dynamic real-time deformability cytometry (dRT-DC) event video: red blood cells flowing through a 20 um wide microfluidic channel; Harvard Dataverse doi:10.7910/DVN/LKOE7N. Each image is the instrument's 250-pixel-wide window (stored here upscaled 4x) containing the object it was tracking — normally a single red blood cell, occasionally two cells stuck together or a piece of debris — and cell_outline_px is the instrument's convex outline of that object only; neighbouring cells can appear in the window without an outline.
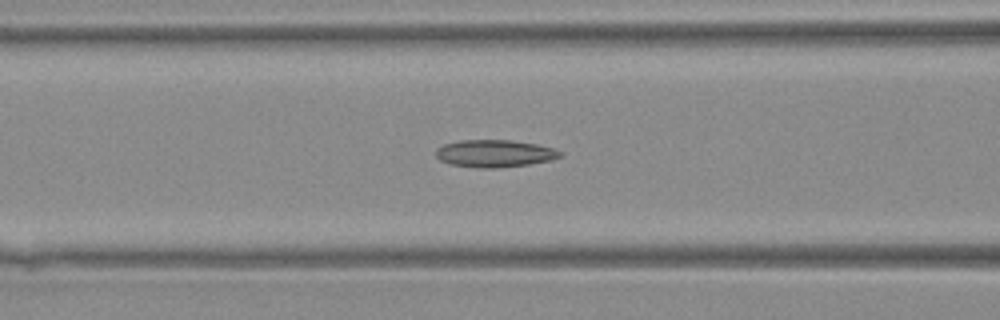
{"species": "Egyptian fruit bat (a non-hibernating species)", "species_latin": "Rousettus aegyptiacus", "temperature_condition": "warm", "stored_images_in_passage": 42, "camera_frame_rate_fps": 3000, "um_per_image_px": 0.085, "animal": {"sex": "female"}, "frame": {"image": 1, "passage_image": 18, "time_ms": 5.667, "image_size_px": [1000, 320], "cell_outline_px": [[564, 152], [560, 156], [548, 160], [528, 164], [496, 168], [476, 168], [452, 164], [440, 160], [436, 156], [436, 148], [444, 144], [460, 140], [508, 140], [536, 144], [552, 148]], "centroid_in_image_um": [42.01, 13.04], "position_along_channel_um": 124.6, "area_um2": 19.59}}
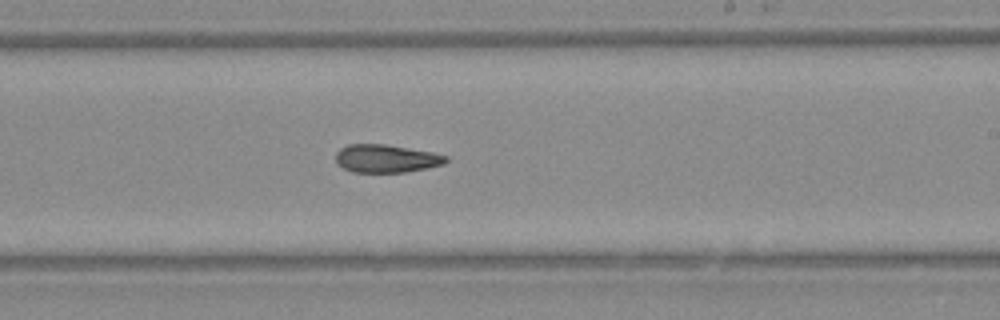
{"frame": {"image": 2, "passage_image": 26, "time_ms": 8.333, "image_size_px": [1000, 320], "cell_outline_px": [[448, 160], [444, 164], [428, 168], [404, 172], [352, 172], [336, 164], [336, 152], [340, 148], [348, 144], [384, 144], [432, 152], [448, 156]], "centroid_in_image_um": [32.81, 13.48], "position_along_channel_um": 256.2, "area_um2": 18.03}}
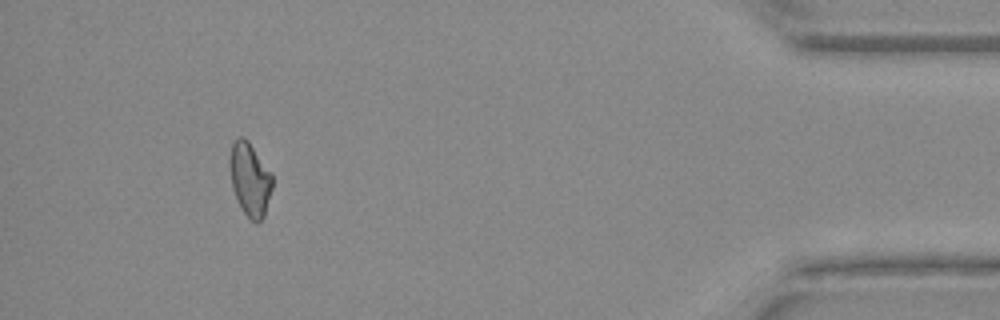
{"frame": {"image": 3, "passage_image": 39, "time_ms": 12.667, "image_size_px": [1000, 320], "cell_outline_px": [[272, 188], [264, 216], [256, 224], [248, 220], [232, 188], [228, 164], [228, 160], [232, 144], [240, 136], [248, 140], [272, 172]], "centroid_in_image_um": [21.24, 15.24], "position_along_channel_um": 414.0, "area_um2": 18.38}}